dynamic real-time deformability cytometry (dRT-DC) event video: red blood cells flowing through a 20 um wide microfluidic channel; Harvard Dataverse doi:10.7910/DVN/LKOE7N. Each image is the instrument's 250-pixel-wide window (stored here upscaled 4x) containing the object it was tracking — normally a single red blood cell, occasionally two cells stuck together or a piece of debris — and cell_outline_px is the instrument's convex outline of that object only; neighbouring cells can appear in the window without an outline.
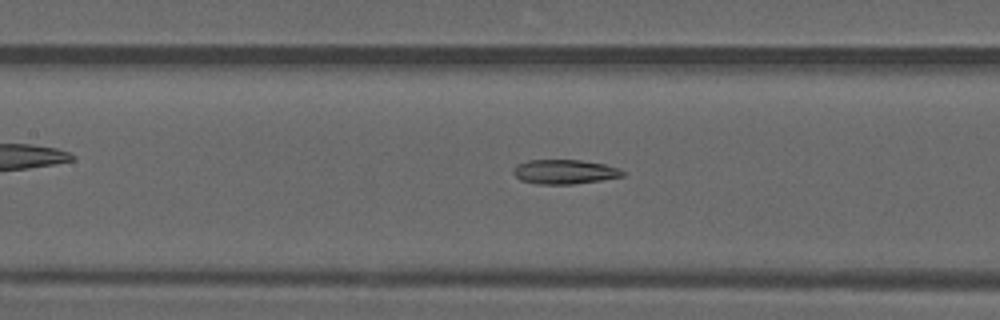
{"species": "common noctule bat (a hibernating species)", "species_latin": "Nyctalus noctula", "temperature_condition": "warm", "stored_images_in_passage": 47, "camera_frame_rate_fps": 3000, "um_per_image_px": 0.085, "animal": {"sex": "male", "forearm_length_mm": 52.5}, "frame": {"image": 1, "passage_image": 20, "time_ms": 6.333, "image_size_px": [1000, 320], "cell_outline_px": [[624, 176], [600, 180], [572, 184], [536, 184], [520, 180], [512, 172], [512, 168], [516, 164], [528, 160], [580, 160], [604, 164], [616, 168], [624, 172]], "centroid_in_image_um": [47.92, 14.6], "position_along_channel_um": 159.5, "area_um2": 15.49}}
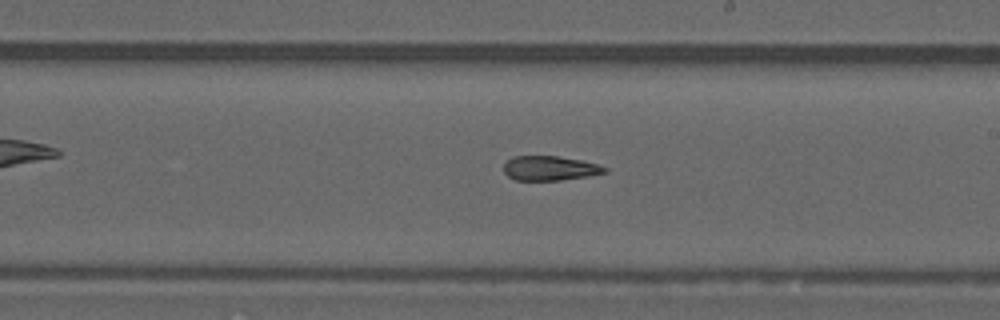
{"frame": {"image": 2, "passage_image": 26, "time_ms": 8.333, "image_size_px": [1000, 320], "cell_outline_px": [[608, 172], [588, 176], [560, 180], [516, 180], [508, 176], [504, 172], [504, 164], [512, 156], [556, 156], [580, 160], [600, 164], [608, 168]], "centroid_in_image_um": [46.76, 14.3], "position_along_channel_um": 242.2, "area_um2": 14.45}}
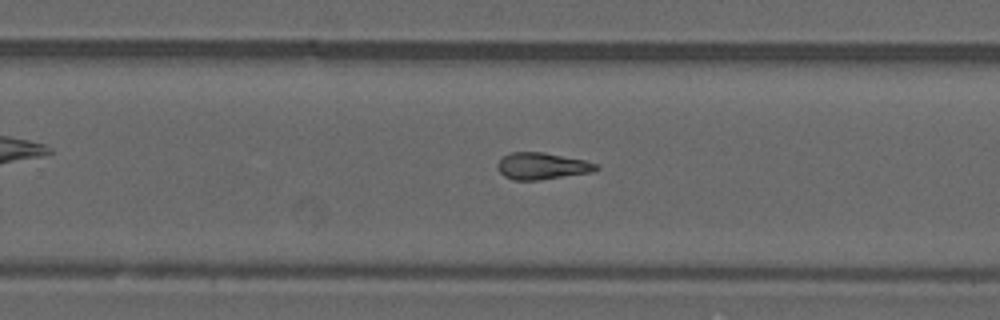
{"frame": {"image": 3, "passage_image": 29, "time_ms": 9.333, "image_size_px": [1000, 320], "cell_outline_px": [[600, 168], [596, 172], [540, 180], [512, 180], [504, 176], [496, 168], [496, 164], [508, 152], [544, 152], [584, 160], [600, 164]], "centroid_in_image_um": [46.11, 14.12], "position_along_channel_um": 283.7, "area_um2": 15.72}, "authors_computed_cell_mechanics": {"area_um2": 15.8372, "velocity_mm_per_s": 4.1633, "shape_relaxation_time_tau1_ms": null, "shape_relaxation_time_tau2_ms": 5.1319, "deformation_change_tau1": null, "deformation_change_tau2": 0.1531}}